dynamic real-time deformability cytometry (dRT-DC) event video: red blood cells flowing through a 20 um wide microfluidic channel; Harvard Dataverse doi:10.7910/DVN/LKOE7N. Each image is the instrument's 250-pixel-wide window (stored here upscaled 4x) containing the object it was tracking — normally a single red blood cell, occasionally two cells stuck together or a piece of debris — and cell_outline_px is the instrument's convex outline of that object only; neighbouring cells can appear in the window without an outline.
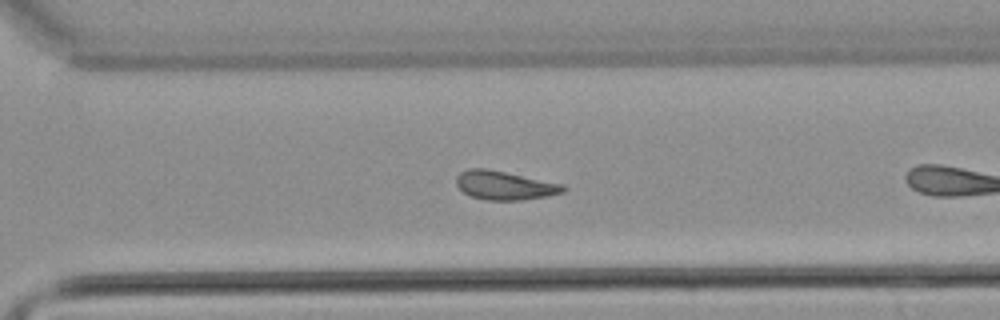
{"species": "common noctule bat (a hibernating species)", "species_latin": "Nyctalus noctula", "temperature_condition": "warm", "stored_images_in_passage": 26, "camera_frame_rate_fps": 3000, "um_per_image_px": 0.085, "animal": {"sex": "male", "body_mass_g": 21.5, "forearm_length_mm": 52.0}, "frame": {"image": 1, "passage_image": 22, "time_ms": 7.0, "image_size_px": [1000, 320], "cell_outline_px": [[568, 188], [564, 192], [548, 196], [520, 200], [484, 200], [472, 196], [464, 192], [456, 184], [456, 176], [460, 172], [468, 168], [488, 168], [564, 184]], "centroid_in_image_um": [42.91, 15.75], "position_along_channel_um": 327.7, "area_um2": 18.09}}